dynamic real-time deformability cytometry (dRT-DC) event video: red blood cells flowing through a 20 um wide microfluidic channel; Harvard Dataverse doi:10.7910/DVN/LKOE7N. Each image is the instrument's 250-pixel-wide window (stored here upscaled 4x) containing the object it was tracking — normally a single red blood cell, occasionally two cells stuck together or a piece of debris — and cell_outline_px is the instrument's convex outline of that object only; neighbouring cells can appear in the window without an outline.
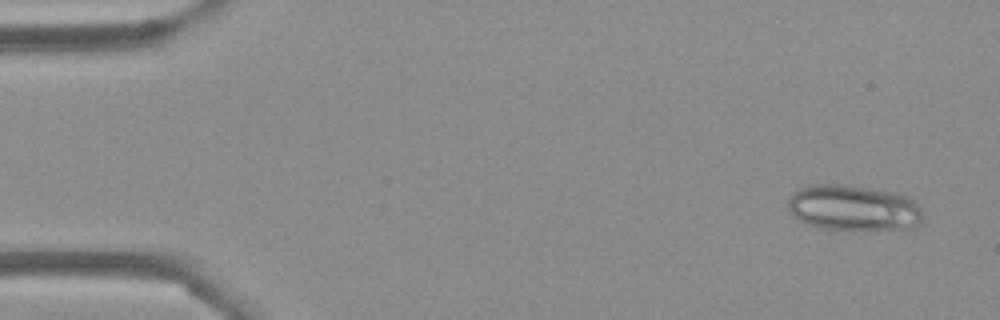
{"species": "Egyptian fruit bat (a non-hibernating species)", "species_latin": "Rousettus aegyptiacus", "temperature_condition": "cold", "stored_images_in_passage": 30, "camera_frame_rate_fps": 3000, "um_per_image_px": 0.085, "frame": {"image": 1, "passage_image": 2, "time_ms": 0.333, "image_size_px": [1000, 320], "cell_outline_px": [[924, 220], [920, 224], [912, 228], [824, 228], [808, 224], [792, 216], [788, 208], [788, 200], [792, 192], [808, 184], [840, 184], [896, 192], [908, 196], [920, 204], [924, 216]], "centroid_in_image_um": [72.57, 17.64], "position_along_channel_um": 12.4, "area_um2": 35.89}}
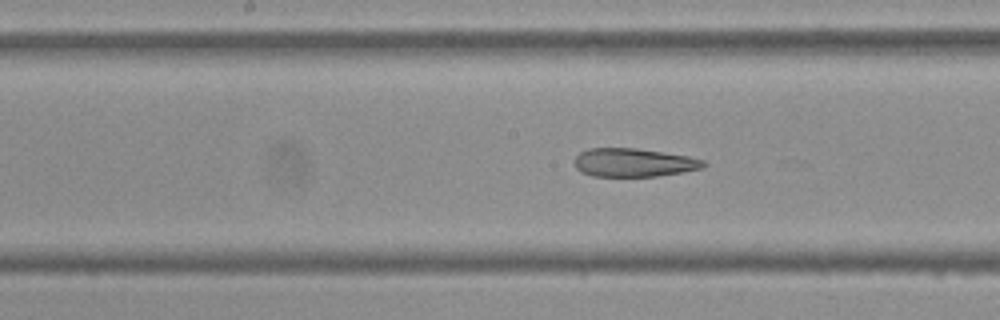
{"frame": {"image": 2, "passage_image": 26, "time_ms": 8.333, "image_size_px": [1000, 320], "cell_outline_px": [[708, 164], [704, 168], [684, 172], [656, 176], [592, 176], [580, 172], [576, 168], [572, 160], [580, 152], [588, 148], [636, 148], [688, 156], [704, 160]], "centroid_in_image_um": [53.85, 13.82], "position_along_channel_um": 194.3, "area_um2": 21.62}}
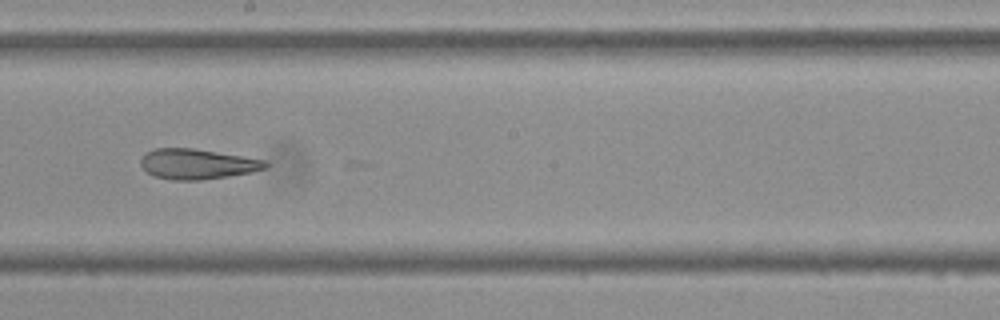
{"frame": {"image": 3, "passage_image": 29, "time_ms": 9.333, "image_size_px": [1000, 320], "cell_outline_px": [[272, 164], [268, 168], [252, 172], [228, 176], [200, 180], [172, 180], [152, 176], [140, 164], [140, 160], [144, 152], [156, 148], [192, 148], [244, 156], [268, 160]], "centroid_in_image_um": [16.81, 13.94], "position_along_channel_um": 231.4, "area_um2": 22.31}}